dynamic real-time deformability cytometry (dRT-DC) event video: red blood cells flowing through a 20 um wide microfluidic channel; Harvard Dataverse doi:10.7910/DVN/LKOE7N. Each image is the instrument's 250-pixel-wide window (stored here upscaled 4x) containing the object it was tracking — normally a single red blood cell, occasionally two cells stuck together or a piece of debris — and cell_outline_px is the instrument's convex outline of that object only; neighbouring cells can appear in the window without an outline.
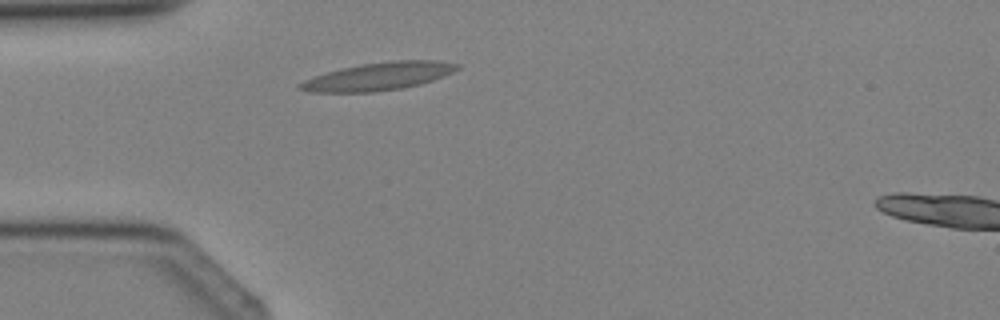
{"species": "Egyptian fruit bat (a non-hibernating species)", "species_latin": "Rousettus aegyptiacus", "temperature_condition": "cold", "stored_images_in_passage": 3, "camera_frame_rate_fps": 3000, "um_per_image_px": 0.085, "animal": {"sex": "female"}, "frame": {"image": 1, "passage_image": 2, "time_ms": 1.0, "image_size_px": [1000, 320], "cell_outline_px": [[460, 68], [444, 76], [420, 84], [400, 88], [372, 92], [308, 92], [296, 88], [296, 84], [304, 80], [328, 72], [360, 64], [392, 60], [436, 60], [460, 64]], "centroid_in_image_um": [32.17, 6.49], "position_along_channel_um": 52.8, "area_um2": 25.37}}